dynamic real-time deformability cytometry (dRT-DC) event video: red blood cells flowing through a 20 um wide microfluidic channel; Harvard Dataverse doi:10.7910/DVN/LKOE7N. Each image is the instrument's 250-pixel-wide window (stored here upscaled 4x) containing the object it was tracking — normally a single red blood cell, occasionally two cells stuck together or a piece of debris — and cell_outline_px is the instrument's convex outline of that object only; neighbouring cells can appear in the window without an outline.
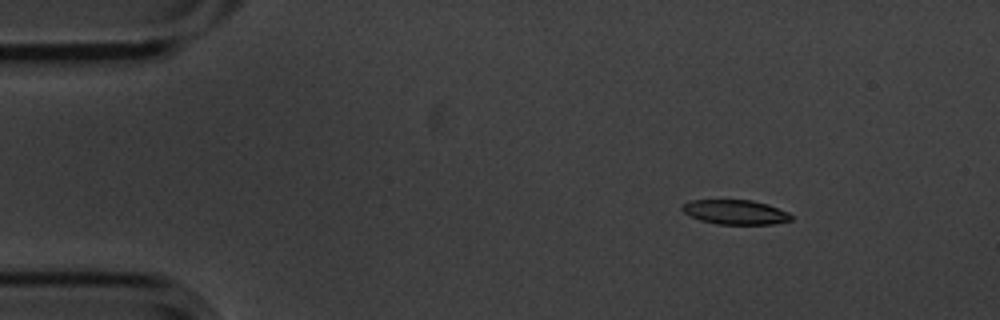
{"species": "common noctule bat (a hibernating species)", "species_latin": "Nyctalus noctula", "temperature_condition": "cold", "stored_images_in_passage": 50, "camera_frame_rate_fps": 3000, "um_per_image_px": 0.085, "animal": {"sex": "male", "body_mass_g": 20.1, "forearm_length_mm": 53.5}, "frame": {"image": 1, "passage_image": 1, "time_ms": 0.0, "image_size_px": [1000, 320], "cell_outline_px": [[792, 220], [772, 224], [716, 224], [700, 220], [684, 212], [680, 208], [688, 200], [752, 200], [768, 204], [788, 212], [792, 216]], "centroid_in_image_um": [62.51, 18.02], "position_along_channel_um": 22.5, "area_um2": 15.55}}
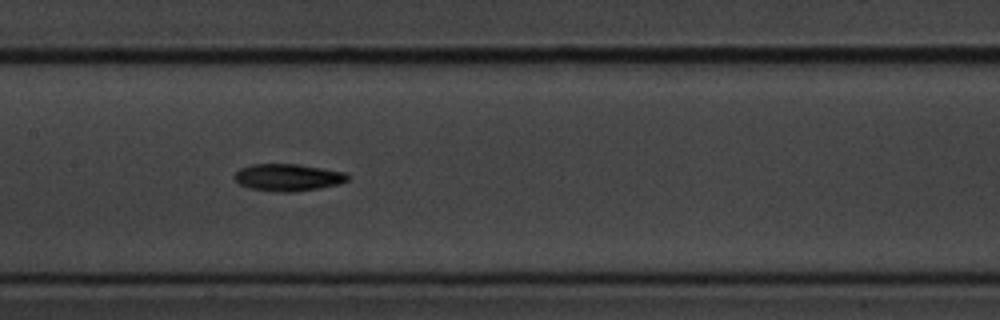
{"frame": {"image": 2, "passage_image": 21, "time_ms": 6.667, "image_size_px": [1000, 320], "cell_outline_px": [[348, 180], [340, 184], [320, 188], [292, 192], [280, 192], [248, 188], [240, 184], [232, 176], [240, 168], [252, 164], [296, 164], [348, 172]], "centroid_in_image_um": [24.49, 15.08], "position_along_channel_um": 182.9, "area_um2": 17.98}}
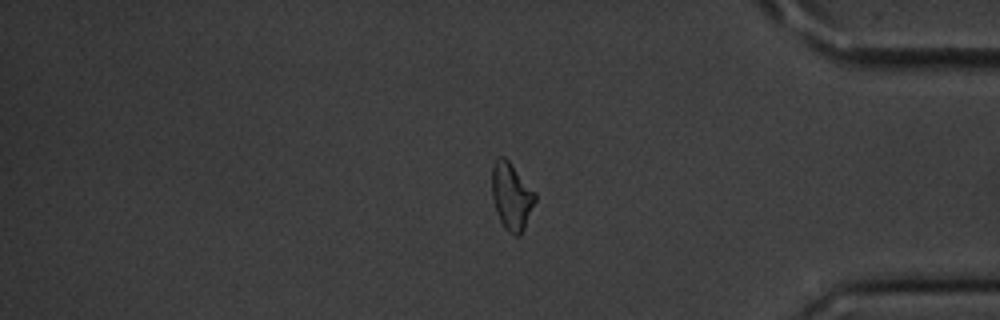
{"frame": {"image": 3, "passage_image": 41, "time_ms": 13.333, "image_size_px": [1000, 320], "cell_outline_px": [[536, 200], [524, 228], [520, 236], [516, 236], [508, 232], [504, 228], [496, 212], [492, 196], [492, 164], [500, 156], [504, 156], [508, 160], [536, 192]], "centroid_in_image_um": [43.48, 16.69], "position_along_channel_um": 391.7, "area_um2": 16.94}, "authors_computed_cell_mechanics": {"area_um2": 17.2244, "velocity_mm_per_s": 3.4854, "shape_relaxation_time_tau1_ms": 6.8102, "shape_relaxation_time_tau2_ms": null, "deformation_change_tau1": 0.1643, "deformation_change_tau2": null}}